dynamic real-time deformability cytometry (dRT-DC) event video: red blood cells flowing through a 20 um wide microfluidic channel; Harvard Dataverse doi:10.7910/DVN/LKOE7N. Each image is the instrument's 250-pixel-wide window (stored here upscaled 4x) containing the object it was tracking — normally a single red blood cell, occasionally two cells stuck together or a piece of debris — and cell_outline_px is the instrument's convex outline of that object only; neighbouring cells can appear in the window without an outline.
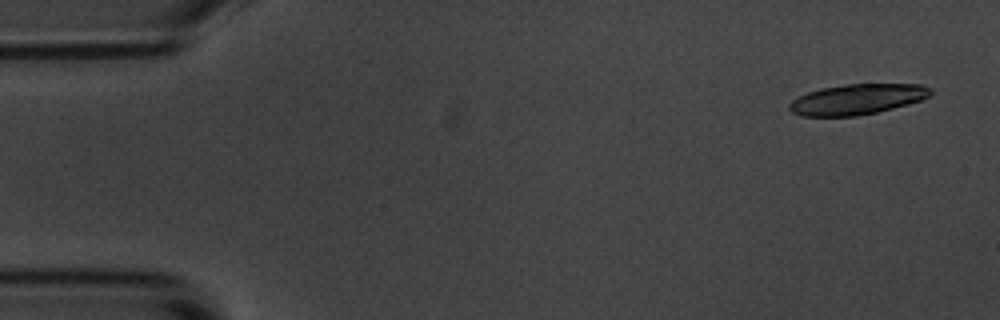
{"species": "common noctule bat (a hibernating species)", "species_latin": "Nyctalus noctula", "temperature_condition": "room temperature", "stored_images_in_passage": 5, "camera_frame_rate_fps": 3000, "um_per_image_px": 0.085, "animal": {"sex": "male", "body_mass_g": 20.1, "forearm_length_mm": 53.5}, "frame": {"image": 1, "passage_image": 1, "time_ms": 0.0, "image_size_px": [1000, 320], "cell_outline_px": [[932, 92], [928, 96], [920, 100], [908, 104], [876, 112], [856, 116], [800, 116], [792, 112], [788, 108], [788, 104], [792, 100], [808, 92], [820, 88], [848, 84], [920, 84], [932, 88]], "centroid_in_image_um": [72.83, 8.44], "position_along_channel_um": 12.2, "area_um2": 24.97}}